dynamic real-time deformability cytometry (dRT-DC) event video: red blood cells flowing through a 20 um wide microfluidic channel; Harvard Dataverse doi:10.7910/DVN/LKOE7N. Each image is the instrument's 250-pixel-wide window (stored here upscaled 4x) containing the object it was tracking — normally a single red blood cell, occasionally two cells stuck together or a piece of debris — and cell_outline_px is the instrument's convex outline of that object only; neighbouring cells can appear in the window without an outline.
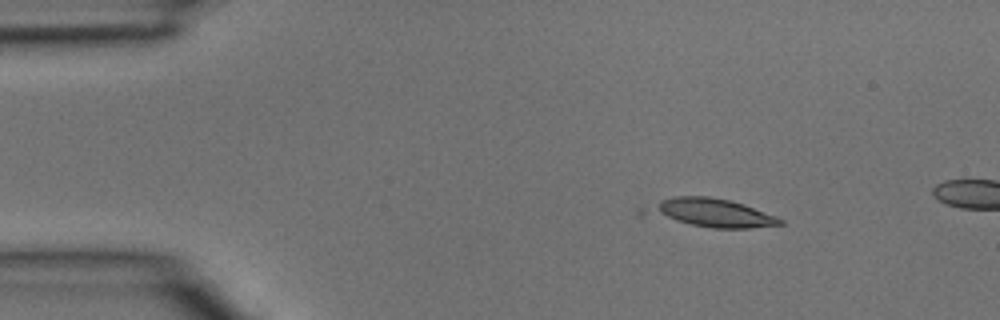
{"species": "common noctule bat (a hibernating species)", "species_latin": "Nyctalus noctula", "temperature_condition": "room temperature", "stored_images_in_passage": 2, "camera_frame_rate_fps": 3000, "um_per_image_px": 0.085, "animal": {"sex": "male", "body_mass_g": 15.6}, "frame": {"image": 1, "passage_image": 1, "time_ms": 0.0, "image_size_px": [1000, 320], "cell_outline_px": [[784, 224], [748, 228], [712, 228], [640, 216], [636, 212], [636, 208], [672, 196], [708, 196], [728, 200], [744, 204], [776, 216], [784, 220]], "centroid_in_image_um": [60.19, 18.08], "position_along_channel_um": 24.8, "area_um2": 23.12}}